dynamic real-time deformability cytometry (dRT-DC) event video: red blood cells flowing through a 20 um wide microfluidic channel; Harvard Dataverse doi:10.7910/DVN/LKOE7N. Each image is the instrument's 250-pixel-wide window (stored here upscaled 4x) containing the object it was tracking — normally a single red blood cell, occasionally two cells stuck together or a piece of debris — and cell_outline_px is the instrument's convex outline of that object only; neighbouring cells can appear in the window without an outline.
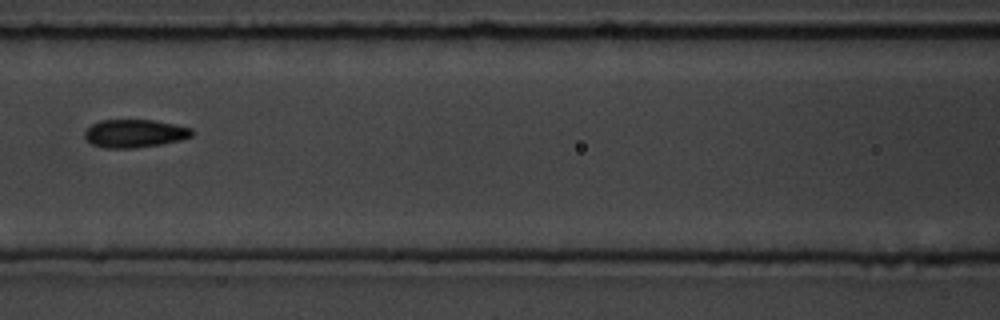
{"species": "common noctule bat (a hibernating species)", "species_latin": "Nyctalus noctula", "temperature_condition": "room temperature", "stored_images_in_passage": 15, "camera_frame_rate_fps": 3000, "um_per_image_px": 0.085, "animal": {"sex": "male", "body_mass_g": 19.5, "forearm_length_mm": 54.6}, "frame": {"image": 1, "passage_image": 7, "time_ms": 7.667, "image_size_px": [1000, 320], "cell_outline_px": [[192, 136], [180, 140], [160, 144], [132, 148], [104, 148], [92, 144], [84, 136], [84, 132], [92, 124], [100, 120], [152, 120], [192, 128]], "centroid_in_image_um": [11.42, 11.34], "position_along_channel_um": 155.2, "area_um2": 17.34}}
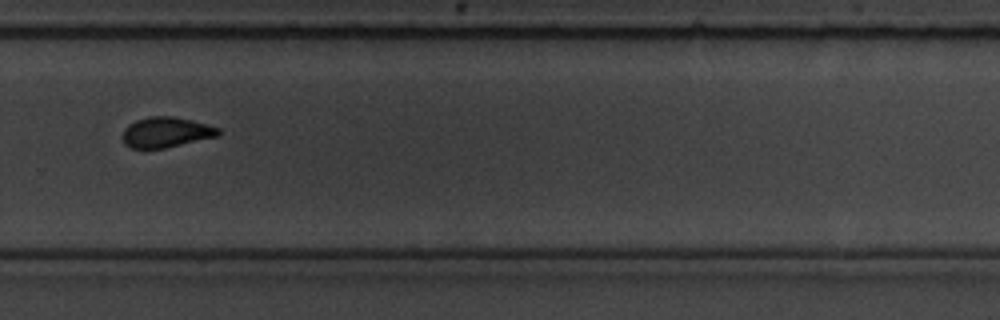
{"frame": {"image": 2, "passage_image": 11, "time_ms": 12.0, "image_size_px": [1000, 320], "cell_outline_px": [[220, 132], [216, 136], [164, 148], [132, 148], [124, 144], [124, 128], [128, 124], [136, 120], [148, 116], [172, 116], [192, 120], [208, 124], [220, 128]], "centroid_in_image_um": [14.11, 11.22], "position_along_channel_um": 315.7, "area_um2": 16.76}, "authors_computed_cell_mechanics": {"area_um2": 17.9758, "velocity_mm_per_s": 3.7044, "shape_relaxation_time_tau1_ms": 4.6832, "shape_relaxation_time_tau2_ms": 4.0159, "deformation_change_tau1": 0.1594, "deformation_change_tau2": 0.0718}}